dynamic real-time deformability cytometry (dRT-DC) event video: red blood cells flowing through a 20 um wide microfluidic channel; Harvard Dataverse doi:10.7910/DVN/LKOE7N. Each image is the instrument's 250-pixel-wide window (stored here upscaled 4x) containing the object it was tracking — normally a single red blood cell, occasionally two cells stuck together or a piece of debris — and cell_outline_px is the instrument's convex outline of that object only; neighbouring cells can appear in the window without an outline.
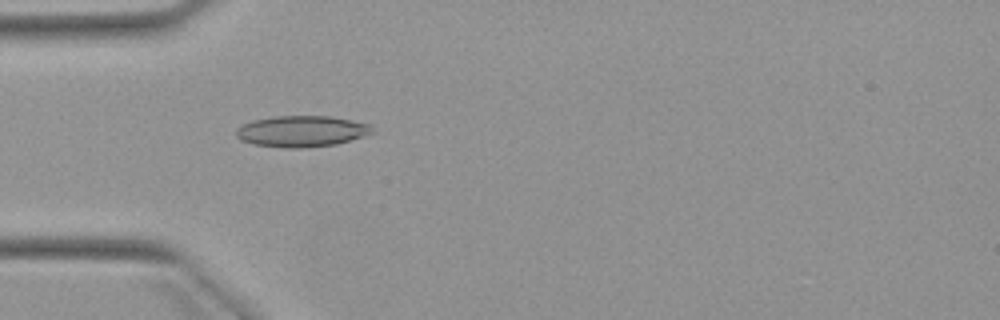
{"species": "Egyptian fruit bat (a non-hibernating species)", "species_latin": "Rousettus aegyptiacus", "temperature_condition": "warm", "stored_images_in_passage": 3, "camera_frame_rate_fps": 3000, "um_per_image_px": 0.085, "animal": {"sex": "female"}, "frame": {"image": 1, "passage_image": 3, "time_ms": 2.333, "image_size_px": [1000, 320], "cell_outline_px": [[372, 132], [336, 144], [300, 148], [284, 148], [252, 144], [240, 140], [236, 136], [236, 128], [252, 120], [276, 116], [332, 116], [372, 124]], "centroid_in_image_um": [25.59, 11.15], "position_along_channel_um": 59.4, "area_um2": 24.62}}